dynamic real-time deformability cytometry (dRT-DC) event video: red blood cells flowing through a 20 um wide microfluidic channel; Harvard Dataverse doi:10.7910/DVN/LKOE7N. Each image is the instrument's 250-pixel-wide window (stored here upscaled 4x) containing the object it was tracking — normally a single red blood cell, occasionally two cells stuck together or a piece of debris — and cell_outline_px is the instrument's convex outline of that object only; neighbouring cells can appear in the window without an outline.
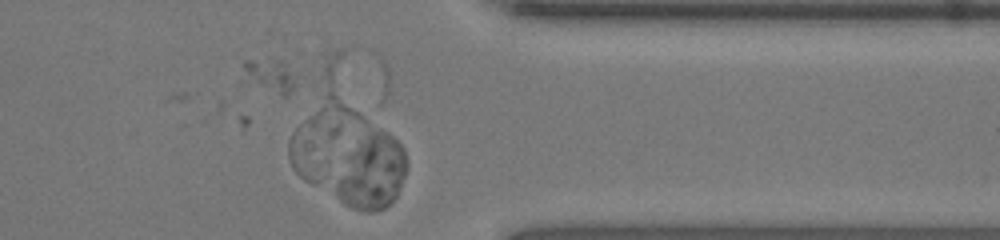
{"species": "human", "species_latin": "Homo sapiens", "temperature_condition": "room temperature", "stored_images_in_passage": 33, "camera_frame_rate_fps": 3000, "um_per_image_px": 0.085, "donor": {"sex": "female"}, "frame": {"image": 1, "passage_image": 33, "time_ms": 10.667, "image_size_px": [1000, 240], "cell_outline_px": [[408, 164], [400, 188], [396, 196], [384, 208], [372, 212], [368, 212], [352, 208], [344, 204], [340, 200], [328, 184], [368, 128], [372, 128], [388, 132], [404, 148], [408, 160]], "centroid_in_image_um": [31.56, 14.65], "position_along_channel_um": 379.8, "area_um2": 31.79}}